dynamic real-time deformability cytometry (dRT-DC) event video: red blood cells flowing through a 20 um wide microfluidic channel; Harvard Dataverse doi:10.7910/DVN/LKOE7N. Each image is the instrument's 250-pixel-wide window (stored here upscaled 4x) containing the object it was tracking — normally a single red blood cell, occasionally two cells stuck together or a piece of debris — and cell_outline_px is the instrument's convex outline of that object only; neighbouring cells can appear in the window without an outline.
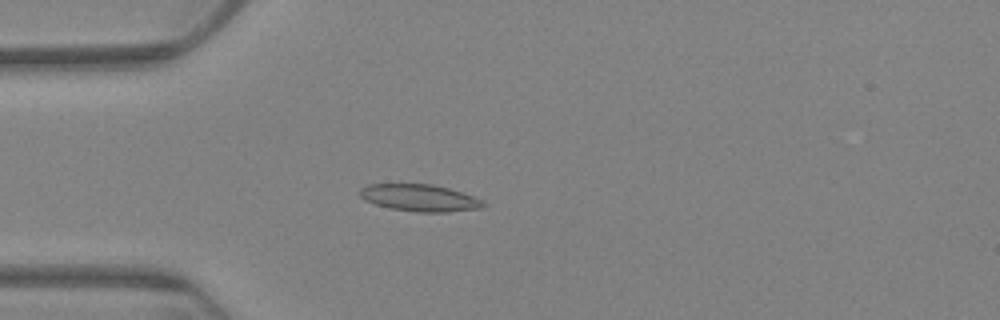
{"species": "Egyptian fruit bat (a non-hibernating species)", "species_latin": "Rousettus aegyptiacus", "temperature_condition": "warm", "stored_images_in_passage": 63, "camera_frame_rate_fps": 3000, "um_per_image_px": 0.085, "animal": {"sex": "female"}, "frame": {"image": 1, "passage_image": 18, "time_ms": 5.667, "image_size_px": [1000, 320], "cell_outline_px": [[488, 204], [480, 208], [448, 212], [416, 212], [392, 208], [376, 204], [364, 200], [356, 192], [360, 188], [368, 184], [432, 184], [448, 188], [472, 196]], "centroid_in_image_um": [35.62, 16.81], "position_along_channel_um": 49.4, "area_um2": 19.31}}
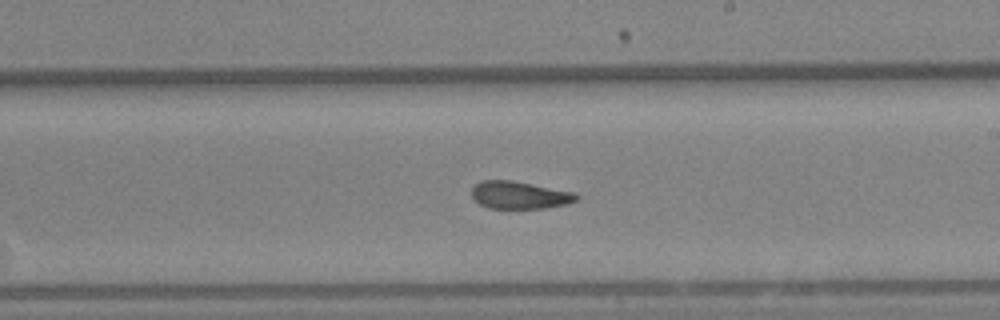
{"frame": {"image": 2, "passage_image": 37, "time_ms": 12.0, "image_size_px": [1000, 320], "cell_outline_px": [[580, 196], [576, 200], [568, 204], [544, 208], [488, 208], [480, 204], [472, 196], [472, 188], [480, 180], [512, 180], [576, 192]], "centroid_in_image_um": [44.19, 16.57], "position_along_channel_um": 244.8, "area_um2": 16.88}}
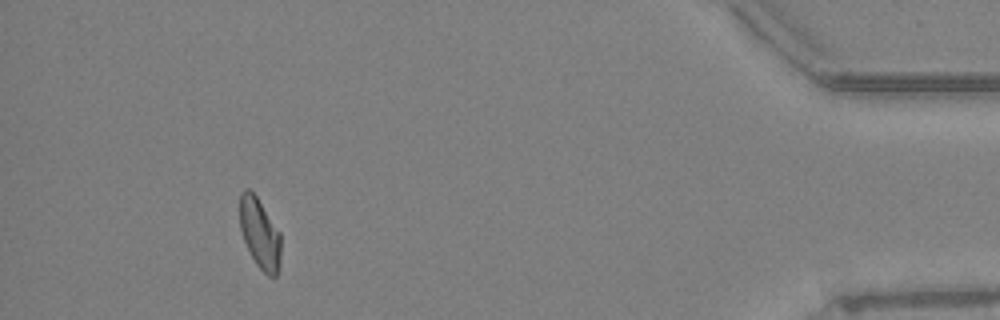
{"frame": {"image": 3, "passage_image": 58, "time_ms": 19.0, "image_size_px": [1000, 320], "cell_outline_px": [[280, 260], [276, 276], [268, 276], [256, 264], [244, 240], [240, 228], [240, 192], [244, 188], [248, 188], [256, 196], [280, 232]], "centroid_in_image_um": [22.07, 19.82], "position_along_channel_um": 413.1, "area_um2": 16.59}, "authors_computed_cell_mechanics": {"area_um2": 17.8024, "velocity_mm_per_s": 3.2966, "shape_relaxation_time_tau1_ms": null, "shape_relaxation_time_tau2_ms": 2.8712, "deformation_change_tau1": null, "deformation_change_tau2": 0.0834}}